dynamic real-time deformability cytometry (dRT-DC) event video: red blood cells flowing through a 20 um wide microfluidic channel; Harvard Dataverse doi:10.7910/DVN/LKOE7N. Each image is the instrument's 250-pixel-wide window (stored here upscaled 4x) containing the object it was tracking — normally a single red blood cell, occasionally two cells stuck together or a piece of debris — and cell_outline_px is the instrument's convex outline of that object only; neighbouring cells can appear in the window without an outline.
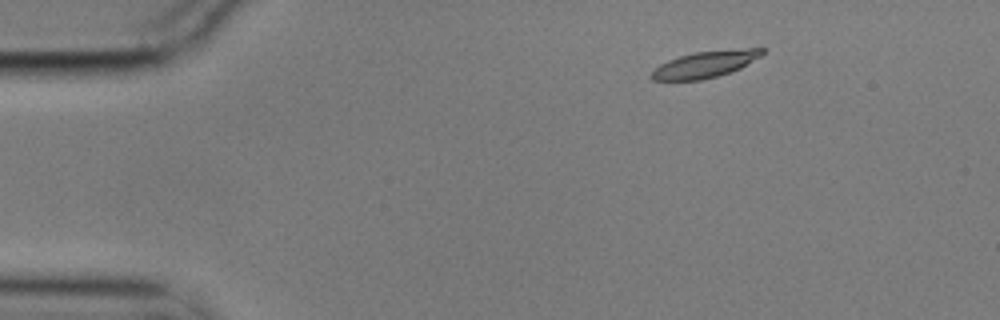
{"species": "common noctule bat (a hibernating species)", "species_latin": "Nyctalus noctula", "temperature_condition": "cold", "stored_images_in_passage": 12, "camera_frame_rate_fps": 3000, "um_per_image_px": 0.085, "animal": {"sex": "male", "body_mass_g": 17.9}, "frame": {"image": 1, "passage_image": 2, "time_ms": 0.333, "image_size_px": [1000, 320], "cell_outline_px": [[764, 52], [760, 56], [740, 68], [732, 72], [700, 80], [652, 80], [648, 76], [660, 64], [668, 60], [680, 56], [696, 52], [748, 48], [764, 48]], "centroid_in_image_um": [59.92, 5.47], "position_along_channel_um": 25.1, "area_um2": 16.88}}
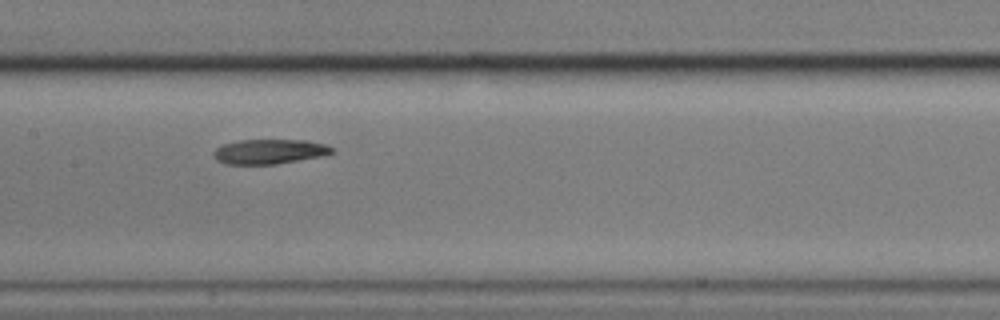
{"frame": {"image": 2, "passage_image": 7, "time_ms": 2.0, "image_size_px": [1000, 320], "cell_outline_px": [[336, 152], [324, 156], [276, 164], [224, 164], [216, 160], [212, 156], [212, 152], [216, 148], [224, 144], [240, 140], [304, 140], [324, 144], [332, 148]], "centroid_in_image_um": [22.89, 12.89], "position_along_channel_um": 184.5, "area_um2": 17.17}}
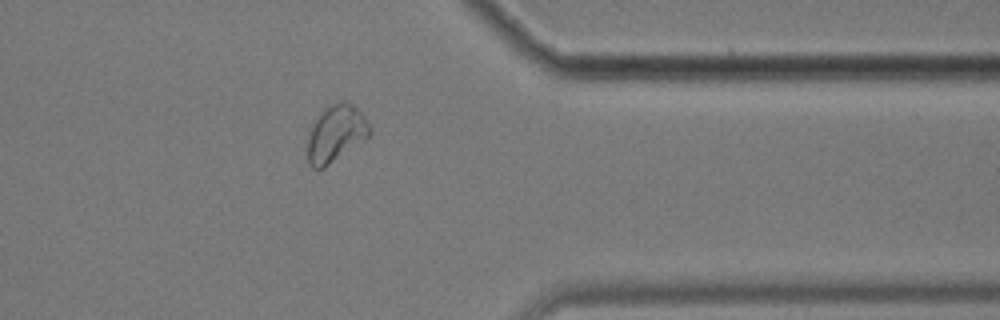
{"frame": {"image": 3, "passage_image": 12, "time_ms": 3.667, "image_size_px": [1000, 320], "cell_outline_px": [[372, 132], [368, 136], [324, 168], [312, 168], [308, 164], [308, 132], [312, 124], [320, 112], [324, 108], [332, 104], [344, 100], [352, 104], [364, 116], [372, 128]], "centroid_in_image_um": [28.53, 11.33], "position_along_channel_um": 382.9, "area_um2": 20.4}}